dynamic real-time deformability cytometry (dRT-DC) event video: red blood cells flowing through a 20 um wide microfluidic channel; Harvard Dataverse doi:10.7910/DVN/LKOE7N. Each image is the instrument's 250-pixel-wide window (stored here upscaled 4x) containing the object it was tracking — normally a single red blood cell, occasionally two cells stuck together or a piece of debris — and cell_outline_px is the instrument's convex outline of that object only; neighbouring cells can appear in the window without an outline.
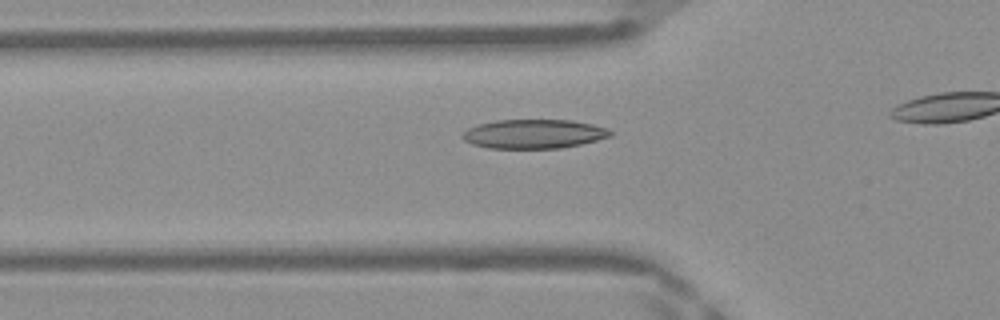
{"species": "Egyptian fruit bat (a non-hibernating species)", "species_latin": "Rousettus aegyptiacus", "temperature_condition": "warm", "stored_images_in_passage": 17, "camera_frame_rate_fps": 3000, "um_per_image_px": 0.085, "frame": {"image": 1, "passage_image": 12, "time_ms": 3.667, "image_size_px": [1000, 320], "cell_outline_px": [[612, 136], [580, 144], [560, 148], [488, 148], [472, 144], [464, 140], [460, 136], [468, 128], [480, 124], [496, 120], [572, 120], [592, 124], [608, 128], [612, 132]], "centroid_in_image_um": [45.38, 11.38], "position_along_channel_um": 80.4, "area_um2": 25.03}}
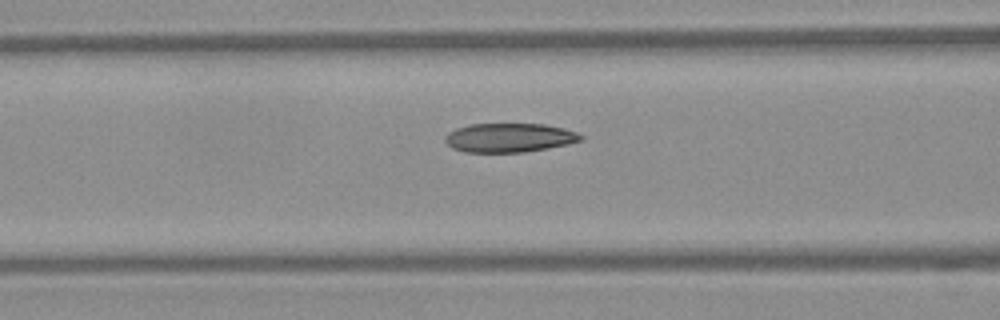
{"frame": {"image": 2, "passage_image": 15, "time_ms": 4.667, "image_size_px": [1000, 320], "cell_outline_px": [[584, 140], [568, 144], [524, 152], [464, 152], [452, 148], [444, 140], [444, 136], [448, 132], [456, 128], [468, 124], [544, 124], [564, 128], [576, 132], [584, 136]], "centroid_in_image_um": [43.28, 11.7], "position_along_channel_um": 123.3, "area_um2": 23.06}}